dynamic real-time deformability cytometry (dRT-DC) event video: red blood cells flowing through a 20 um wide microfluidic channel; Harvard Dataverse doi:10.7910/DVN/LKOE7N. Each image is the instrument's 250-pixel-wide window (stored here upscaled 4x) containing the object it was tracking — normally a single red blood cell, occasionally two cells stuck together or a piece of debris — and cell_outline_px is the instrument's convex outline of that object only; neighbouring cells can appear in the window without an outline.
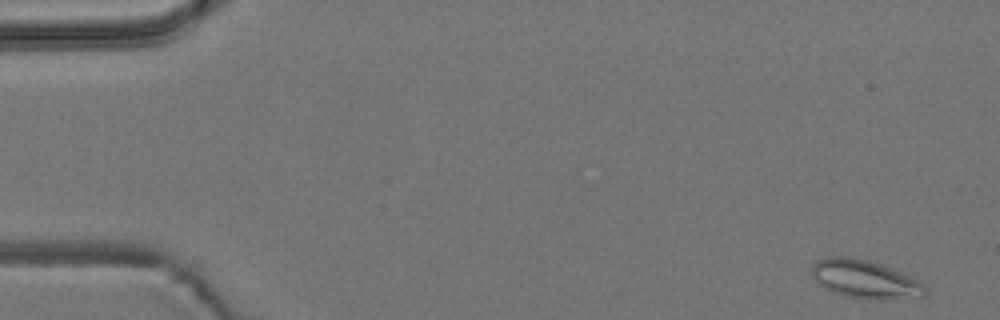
{"species": "common noctule bat (a hibernating species)", "species_latin": "Nyctalus noctula", "temperature_condition": "room temperature", "stored_images_in_passage": 5, "camera_frame_rate_fps": 3000, "um_per_image_px": 0.085, "animal": {"sex": "male", "body_mass_g": 19.2, "forearm_length_mm": 51.8}, "frame": {"image": 1, "passage_image": 1, "time_ms": 0.0, "image_size_px": [1000, 320], "cell_outline_px": [[924, 296], [888, 300], [876, 300], [844, 296], [832, 292], [816, 284], [812, 280], [812, 264], [816, 260], [824, 256], [852, 256], [868, 260], [892, 268], [924, 284]], "centroid_in_image_um": [73.42, 23.73], "position_along_channel_um": 11.6, "area_um2": 25.66}}